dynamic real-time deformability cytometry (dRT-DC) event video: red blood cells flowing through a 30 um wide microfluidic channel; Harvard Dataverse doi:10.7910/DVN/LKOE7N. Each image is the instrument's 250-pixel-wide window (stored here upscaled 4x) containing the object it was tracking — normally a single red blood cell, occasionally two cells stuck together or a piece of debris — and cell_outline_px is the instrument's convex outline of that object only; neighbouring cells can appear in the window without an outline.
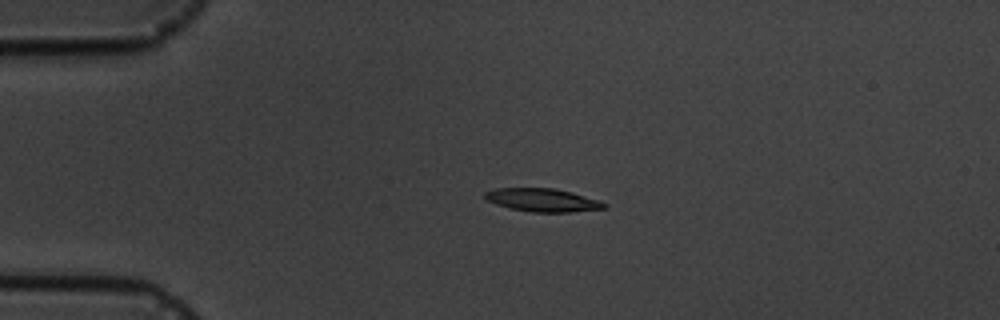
{"species": "common noctule bat (a hibernating species)", "species_latin": "Nyctalus noctula", "temperature_condition": "cold", "stored_images_in_passage": 4, "camera_frame_rate_fps": 3000, "um_per_image_px": 0.085, "animal": {"sex": "male", "body_mass_g": 19.5, "forearm_length_mm": 54.6}, "frame": {"image": 1, "passage_image": 3, "time_ms": 3.0, "image_size_px": [1000, 320], "cell_outline_px": [[608, 208], [572, 212], [532, 212], [512, 208], [496, 204], [488, 200], [484, 196], [484, 192], [496, 188], [556, 188], [572, 192], [600, 200], [608, 204]], "centroid_in_image_um": [46.18, 17.0], "position_along_channel_um": 38.8, "area_um2": 16.18}}